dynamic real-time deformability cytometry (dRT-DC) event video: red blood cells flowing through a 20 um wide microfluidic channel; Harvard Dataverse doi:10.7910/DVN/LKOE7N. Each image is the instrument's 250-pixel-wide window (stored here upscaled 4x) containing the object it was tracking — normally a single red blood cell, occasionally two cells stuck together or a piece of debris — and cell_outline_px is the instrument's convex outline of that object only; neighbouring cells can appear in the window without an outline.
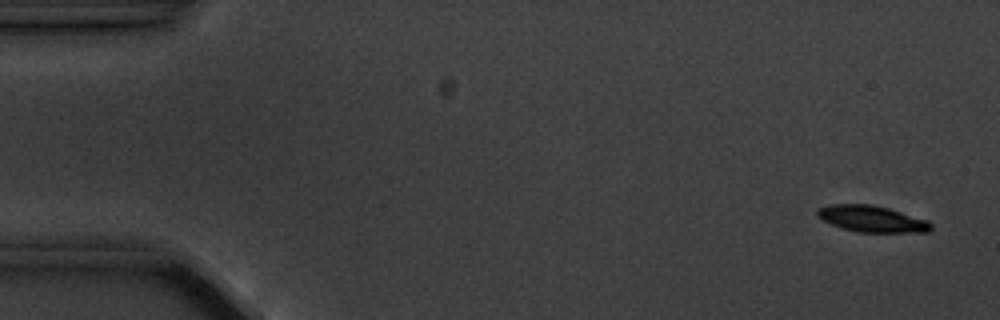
{"species": "common noctule bat (a hibernating species)", "species_latin": "Nyctalus noctula", "temperature_condition": "cold", "stored_images_in_passage": 5, "camera_frame_rate_fps": 3000, "um_per_image_px": 0.085, "animal": {"sex": "male", "body_mass_g": 20.1, "forearm_length_mm": 53.5}, "frame": {"image": 1, "passage_image": 1, "time_ms": 0.0, "image_size_px": [1000, 320], "cell_outline_px": [[932, 228], [928, 232], [856, 232], [832, 224], [816, 216], [816, 212], [820, 208], [832, 204], [872, 204], [888, 208], [928, 220], [932, 224]], "centroid_in_image_um": [74.13, 18.6], "position_along_channel_um": 10.9, "area_um2": 17.34}}
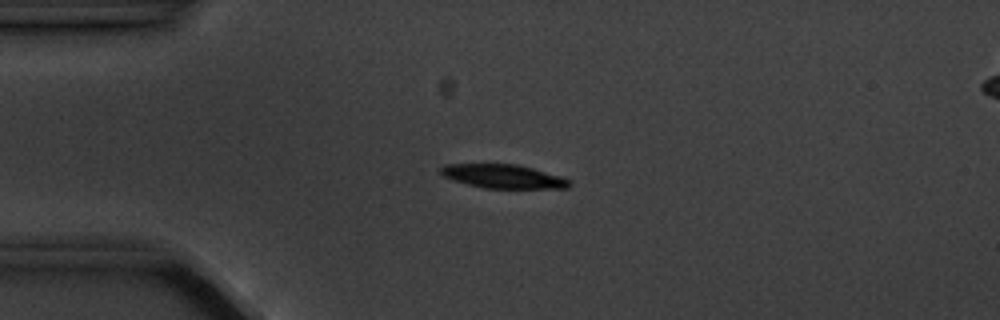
{"frame": {"image": 2, "passage_image": 4, "time_ms": 3.667, "image_size_px": [1000, 320], "cell_outline_px": [[572, 184], [568, 188], [484, 188], [468, 184], [444, 176], [440, 172], [440, 168], [444, 164], [516, 164], [532, 168], [560, 176], [568, 180]], "centroid_in_image_um": [42.78, 14.99], "position_along_channel_um": 42.2, "area_um2": 17.57}}